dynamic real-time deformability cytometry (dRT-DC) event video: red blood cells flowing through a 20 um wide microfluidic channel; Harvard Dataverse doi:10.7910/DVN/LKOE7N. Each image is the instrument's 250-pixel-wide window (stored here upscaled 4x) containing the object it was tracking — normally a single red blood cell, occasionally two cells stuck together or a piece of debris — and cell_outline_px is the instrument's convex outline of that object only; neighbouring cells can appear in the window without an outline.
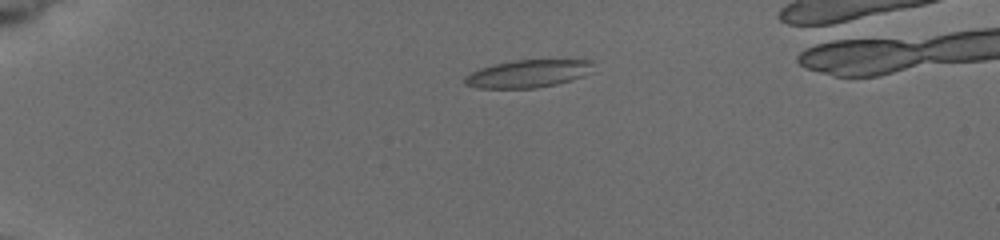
{"species": "common noctule bat (a hibernating species)", "species_latin": "Nyctalus noctula", "temperature_condition": "cold", "stored_images_in_passage": 4, "camera_frame_rate_fps": 3000, "um_per_image_px": 0.085, "animal": {"sex": "female", "body_mass_g": 19.5, "forearm_length_mm": 54.1}, "frame": {"image": 1, "passage_image": 1, "time_ms": 0.0, "image_size_px": [1000, 240], "cell_outline_px": [[592, 64], [584, 76], [572, 80], [556, 84], [536, 88], [480, 88], [464, 84], [464, 76], [480, 68], [492, 64], [516, 60], [592, 60]], "centroid_in_image_um": [44.82, 6.27], "position_along_channel_um": 40.2, "area_um2": 20.52}}
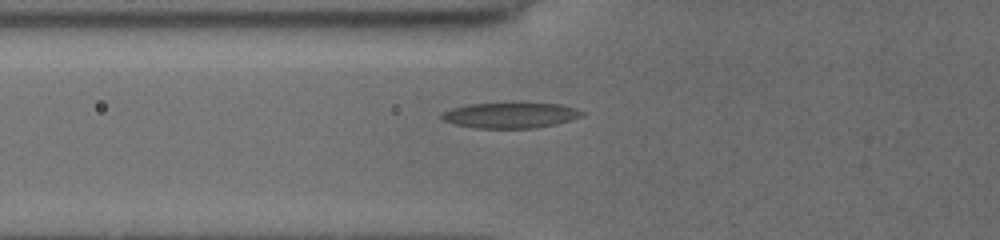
{"frame": {"image": 2, "passage_image": 4, "time_ms": 2.667, "image_size_px": [1000, 240], "cell_outline_px": [[584, 112], [580, 116], [568, 120], [552, 124], [532, 128], [476, 128], [456, 124], [444, 120], [440, 116], [444, 112], [452, 108], [468, 104], [512, 100], [524, 100], [560, 104], [576, 108]], "centroid_in_image_um": [43.38, 9.73], "position_along_channel_um": 82.4, "area_um2": 21.68}}